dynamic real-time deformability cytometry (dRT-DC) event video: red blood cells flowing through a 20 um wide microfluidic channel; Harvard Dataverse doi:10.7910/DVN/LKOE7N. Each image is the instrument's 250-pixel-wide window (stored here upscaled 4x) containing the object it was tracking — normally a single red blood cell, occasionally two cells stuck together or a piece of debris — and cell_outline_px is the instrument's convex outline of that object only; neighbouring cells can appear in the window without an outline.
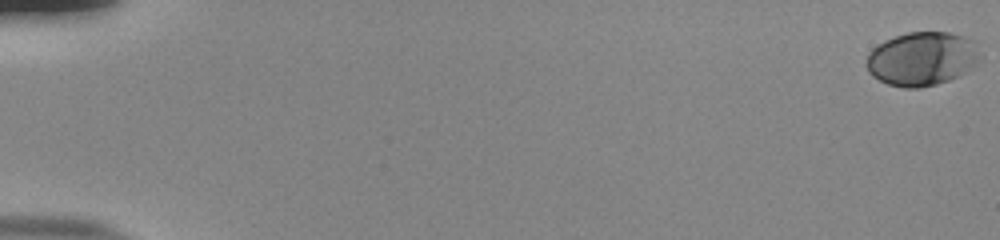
{"species": "human", "species_latin": "Homo sapiens", "temperature_condition": "room temperature", "stored_images_in_passage": 18, "camera_frame_rate_fps": 3000, "um_per_image_px": 0.085, "donor": {"sex": "male"}, "frame": {"image": 1, "passage_image": 1, "time_ms": 0.0, "image_size_px": [1000, 240], "cell_outline_px": [[984, 56], [976, 64], [960, 76], [936, 84], [920, 88], [904, 88], [888, 84], [872, 76], [868, 72], [868, 52], [872, 48], [884, 40], [908, 32], [948, 32], [964, 36], [976, 40]], "centroid_in_image_um": [78.44, 4.98], "position_along_channel_um": 6.6, "area_um2": 36.13}}
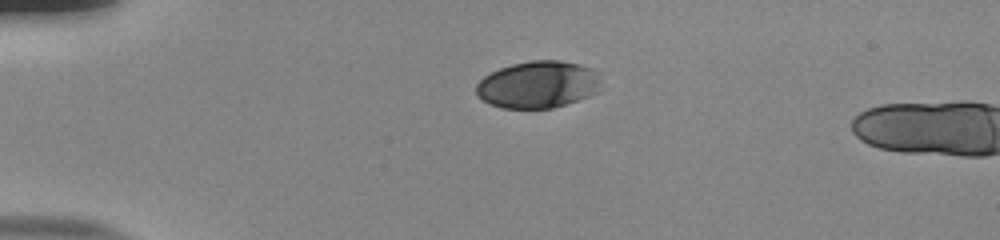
{"frame": {"image": 2, "passage_image": 15, "time_ms": 4.667, "image_size_px": [1000, 240], "cell_outline_px": [[600, 80], [596, 92], [588, 96], [552, 108], [504, 108], [488, 104], [476, 96], [476, 84], [484, 76], [500, 68], [512, 64], [532, 60], [560, 60], [580, 64], [592, 68], [600, 72]], "centroid_in_image_um": [45.72, 7.18], "position_along_channel_um": 39.3, "area_um2": 34.33}}